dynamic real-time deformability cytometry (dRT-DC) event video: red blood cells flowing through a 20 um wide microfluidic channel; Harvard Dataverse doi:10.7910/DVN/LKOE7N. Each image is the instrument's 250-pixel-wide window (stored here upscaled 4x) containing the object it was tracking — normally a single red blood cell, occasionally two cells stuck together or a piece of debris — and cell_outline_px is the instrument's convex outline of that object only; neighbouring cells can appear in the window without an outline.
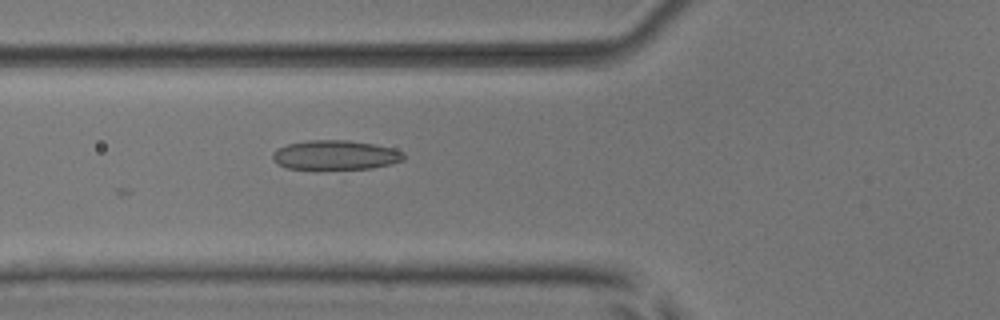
{"species": "common noctule bat (a hibernating species)", "species_latin": "Nyctalus noctula", "temperature_condition": "room temperature", "stored_images_in_passage": 6, "camera_frame_rate_fps": 3000, "um_per_image_px": 0.085, "animal": {"sex": "male", "body_mass_g": 17.9, "forearm_length_mm": 54.2}, "frame": {"image": 1, "passage_image": 6, "time_ms": 1.667, "image_size_px": [1000, 320], "cell_outline_px": [[404, 160], [392, 164], [372, 168], [316, 172], [288, 168], [272, 160], [272, 152], [276, 148], [288, 144], [308, 140], [348, 140], [372, 144], [392, 148], [404, 152]], "centroid_in_image_um": [28.47, 13.23], "position_along_channel_um": 97.3, "area_um2": 23.47}}